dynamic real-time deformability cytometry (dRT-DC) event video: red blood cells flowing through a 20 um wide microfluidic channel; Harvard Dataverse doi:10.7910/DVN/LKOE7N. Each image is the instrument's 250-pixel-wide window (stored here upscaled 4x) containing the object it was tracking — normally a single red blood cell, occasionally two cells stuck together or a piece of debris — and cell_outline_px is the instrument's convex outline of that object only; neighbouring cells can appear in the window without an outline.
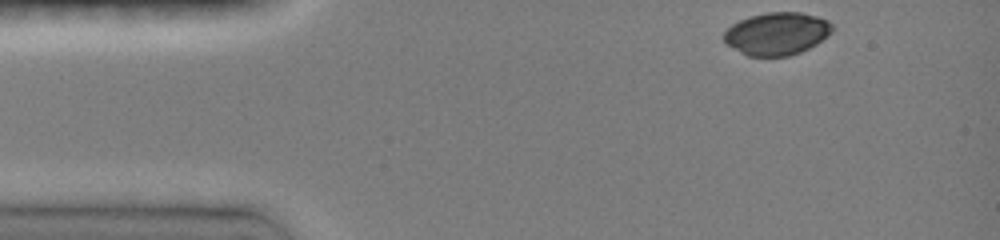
{"species": "common noctule bat (a hibernating species)", "species_latin": "Nyctalus noctula", "temperature_condition": "room temperature", "stored_images_in_passage": 7, "camera_frame_rate_fps": 3000, "um_per_image_px": 0.085, "animal": {"sex": "female", "body_mass_g": 19.0, "forearm_length_mm": 51.5}, "frame": {"image": 1, "passage_image": 1, "time_ms": 0.0, "image_size_px": [1000, 240], "cell_outline_px": [[832, 32], [816, 44], [800, 52], [788, 56], [748, 56], [740, 52], [728, 44], [724, 40], [724, 32], [732, 24], [748, 16], [768, 12], [800, 12], [816, 16], [828, 20], [832, 24]], "centroid_in_image_um": [66.04, 2.85], "position_along_channel_um": 19.0, "area_um2": 26.76}}
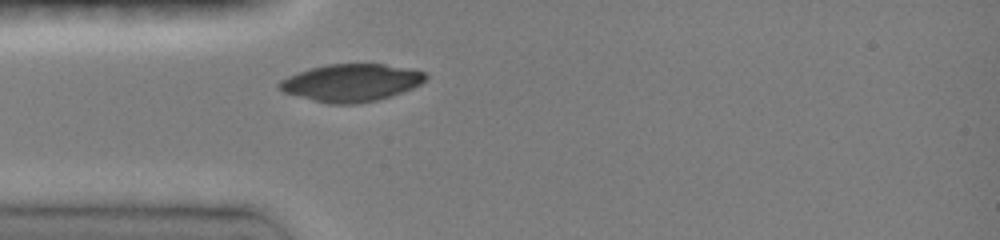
{"frame": {"image": 2, "passage_image": 7, "time_ms": 2.667, "image_size_px": [1000, 240], "cell_outline_px": [[428, 76], [420, 84], [412, 88], [376, 100], [356, 104], [328, 104], [312, 100], [284, 92], [276, 88], [276, 84], [280, 80], [288, 76], [312, 68], [328, 64], [384, 64], [412, 68], [424, 72]], "centroid_in_image_um": [29.83, 7.03], "position_along_channel_um": 55.2, "area_um2": 31.79}}